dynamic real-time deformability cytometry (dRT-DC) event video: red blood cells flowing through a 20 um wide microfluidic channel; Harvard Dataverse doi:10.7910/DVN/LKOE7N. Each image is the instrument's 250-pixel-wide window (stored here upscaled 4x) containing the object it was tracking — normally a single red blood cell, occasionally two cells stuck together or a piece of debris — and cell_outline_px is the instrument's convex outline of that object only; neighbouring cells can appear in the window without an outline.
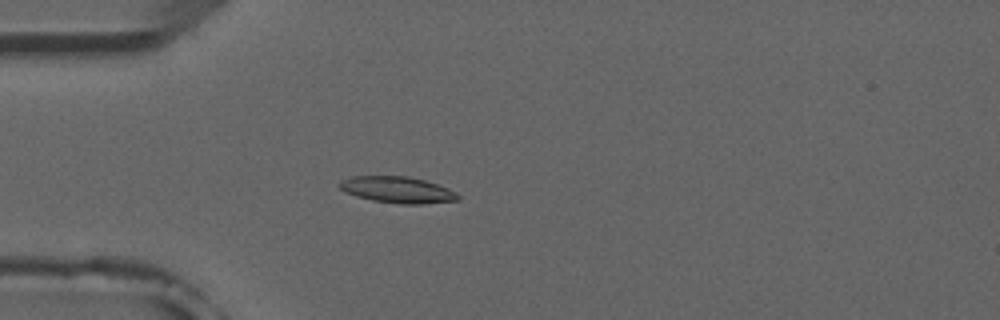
{"species": "common noctule bat (a hibernating species)", "species_latin": "Nyctalus noctula", "temperature_condition": "room temperature", "stored_images_in_passage": 4, "camera_frame_rate_fps": 3000, "um_per_image_px": 0.085, "animal": {"sex": "male", "forearm_length_mm": 52.5}, "frame": {"image": 1, "passage_image": 4, "time_ms": 4.333, "image_size_px": [1000, 320], "cell_outline_px": [[460, 200], [420, 204], [400, 204], [372, 200], [356, 196], [344, 192], [336, 184], [340, 180], [352, 176], [408, 176], [424, 180], [448, 188], [456, 192], [460, 196]], "centroid_in_image_um": [33.75, 16.13], "position_along_channel_um": 51.2, "area_um2": 18.32}}